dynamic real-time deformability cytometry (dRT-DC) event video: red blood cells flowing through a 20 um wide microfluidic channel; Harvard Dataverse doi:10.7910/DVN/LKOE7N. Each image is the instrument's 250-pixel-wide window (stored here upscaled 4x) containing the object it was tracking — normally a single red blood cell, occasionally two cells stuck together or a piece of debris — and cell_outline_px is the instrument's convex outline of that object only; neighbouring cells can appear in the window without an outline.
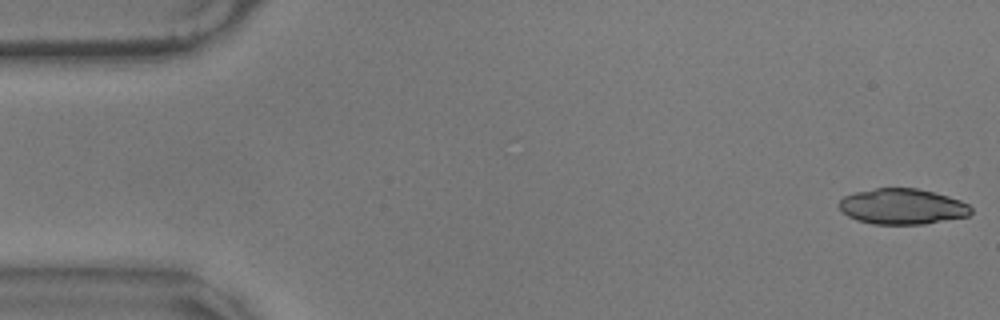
{"species": "common noctule bat (a hibernating species)", "species_latin": "Nyctalus noctula", "temperature_condition": "warm", "stored_images_in_passage": 16, "camera_frame_rate_fps": 3000, "um_per_image_px": 0.085, "animal": {"sex": "male", "body_mass_g": 17.9}, "frame": {"image": 1, "passage_image": 1, "time_ms": 0.0, "image_size_px": [1000, 320], "cell_outline_px": [[972, 212], [968, 216], [924, 224], [872, 224], [856, 220], [848, 216], [836, 204], [844, 196], [856, 192], [876, 188], [916, 188], [948, 196], [960, 200], [968, 204], [972, 208]], "centroid_in_image_um": [76.68, 17.56], "position_along_channel_um": 8.3, "area_um2": 27.4}}
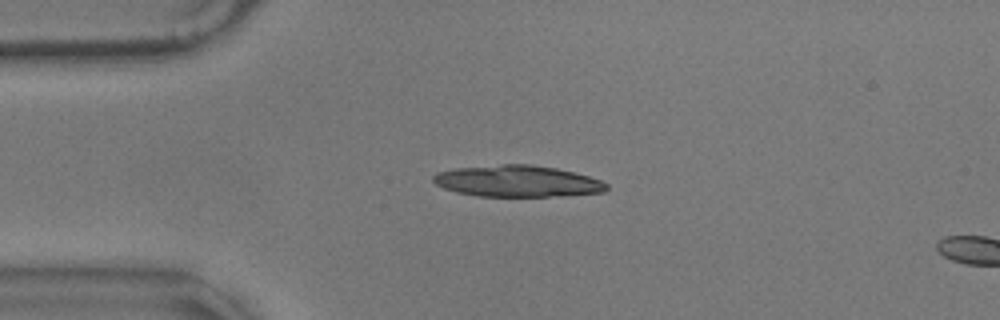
{"frame": {"image": 2, "passage_image": 13, "time_ms": 4.0, "image_size_px": [1000, 320], "cell_outline_px": [[608, 188], [604, 192], [548, 196], [480, 196], [456, 192], [444, 188], [436, 184], [432, 180], [432, 176], [436, 172], [456, 168], [500, 164], [532, 164], [556, 168], [588, 176], [600, 180], [608, 184]], "centroid_in_image_um": [43.94, 15.39], "position_along_channel_um": 41.1, "area_um2": 31.62}}